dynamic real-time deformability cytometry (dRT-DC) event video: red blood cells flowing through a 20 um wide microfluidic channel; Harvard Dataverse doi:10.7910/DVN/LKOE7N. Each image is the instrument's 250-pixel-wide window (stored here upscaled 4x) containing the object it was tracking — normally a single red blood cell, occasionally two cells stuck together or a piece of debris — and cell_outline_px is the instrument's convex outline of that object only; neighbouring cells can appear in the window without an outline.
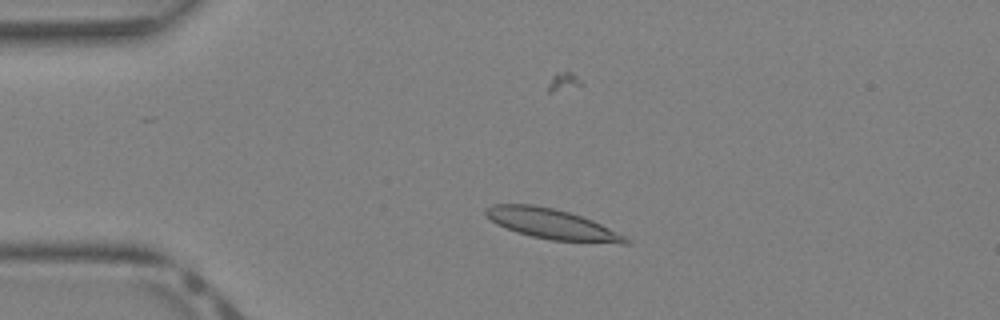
{"species": "Egyptian fruit bat (a non-hibernating species)", "species_latin": "Rousettus aegyptiacus", "temperature_condition": "warm", "stored_images_in_passage": 38, "camera_frame_rate_fps": 3000, "um_per_image_px": 0.085, "animal": {"sex": "female"}, "frame": {"image": 1, "passage_image": 6, "time_ms": 1.667, "image_size_px": [1000, 320], "cell_outline_px": [[632, 240], [628, 244], [620, 244], [552, 240], [532, 236], [516, 232], [496, 224], [484, 212], [484, 208], [492, 204], [532, 204], [552, 208], [568, 212], [592, 220]], "centroid_in_image_um": [46.9, 19.05], "position_along_channel_um": 38.1, "area_um2": 24.45}}
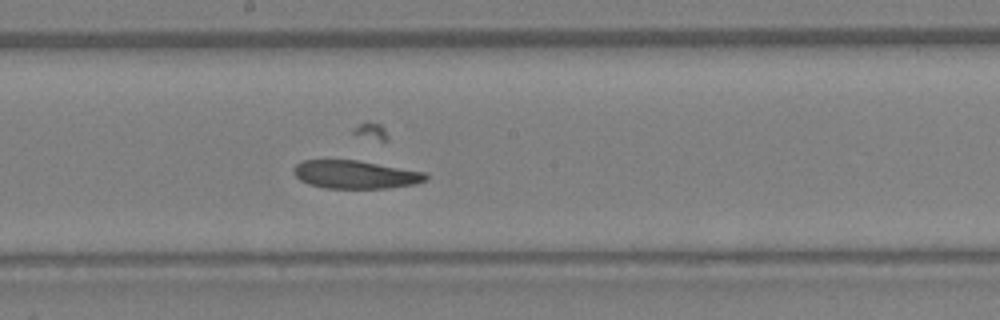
{"frame": {"image": 2, "passage_image": 19, "time_ms": 6.0, "image_size_px": [1000, 320], "cell_outline_px": [[428, 176], [424, 180], [416, 184], [388, 188], [324, 188], [308, 184], [300, 180], [292, 172], [292, 168], [296, 164], [304, 160], [356, 160], [428, 172]], "centroid_in_image_um": [30.2, 14.83], "position_along_channel_um": 218.0, "area_um2": 21.79}}
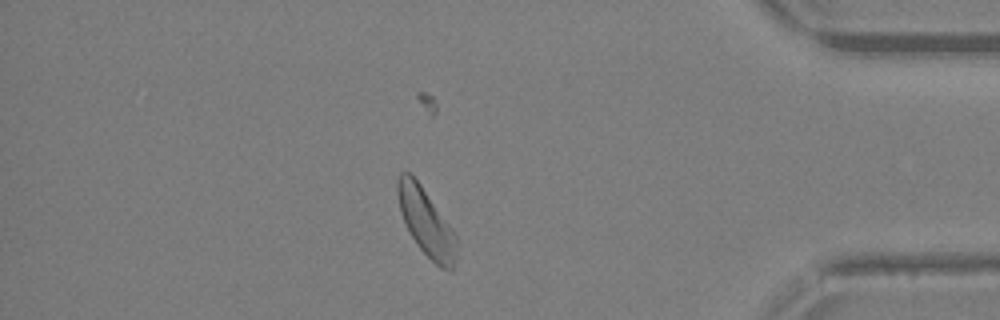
{"frame": {"image": 3, "passage_image": 32, "time_ms": 10.333, "image_size_px": [1000, 320], "cell_outline_px": [[456, 260], [452, 268], [440, 268], [416, 244], [400, 212], [396, 192], [396, 180], [400, 172], [408, 172], [420, 184], [456, 232]], "centroid_in_image_um": [36.21, 18.86], "position_along_channel_um": 399.0, "area_um2": 22.89}, "authors_computed_cell_mechanics": {"area_um2": 23.1778, "velocity_mm_per_s": 4.9869, "shape_relaxation_time_tau1_ms": 2.8478, "shape_relaxation_time_tau2_ms": 2.5023, "deformation_change_tau1": 0.1245, "deformation_change_tau2": 0.0934}}